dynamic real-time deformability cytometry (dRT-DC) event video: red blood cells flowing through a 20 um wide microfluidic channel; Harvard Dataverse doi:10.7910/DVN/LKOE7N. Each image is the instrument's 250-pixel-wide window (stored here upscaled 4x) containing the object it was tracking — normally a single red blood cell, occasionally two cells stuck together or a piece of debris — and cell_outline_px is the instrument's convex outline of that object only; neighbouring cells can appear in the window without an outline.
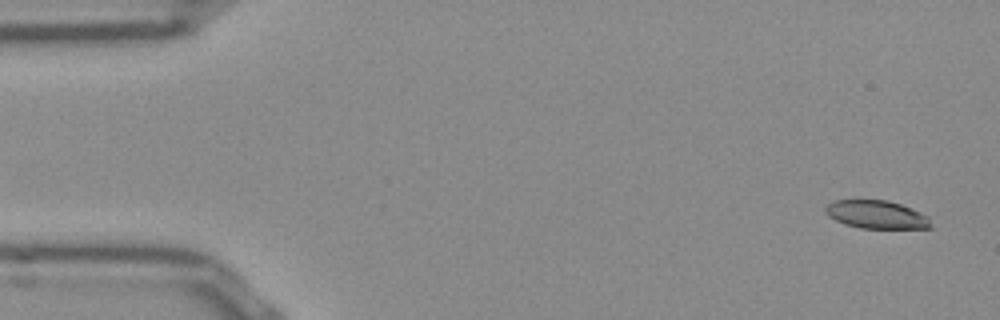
{"species": "Egyptian fruit bat (a non-hibernating species)", "species_latin": "Rousettus aegyptiacus", "temperature_condition": "room temperature", "stored_images_in_passage": 52, "camera_frame_rate_fps": 3000, "um_per_image_px": 0.085, "frame": {"image": 1, "passage_image": 1, "time_ms": 0.0, "image_size_px": [1000, 320], "cell_outline_px": [[932, 228], [860, 228], [844, 224], [828, 216], [824, 212], [824, 208], [828, 204], [836, 200], [884, 200], [900, 204], [920, 212], [928, 216], [932, 224]], "centroid_in_image_um": [74.49, 18.24], "position_along_channel_um": 10.5, "area_um2": 17.22}}
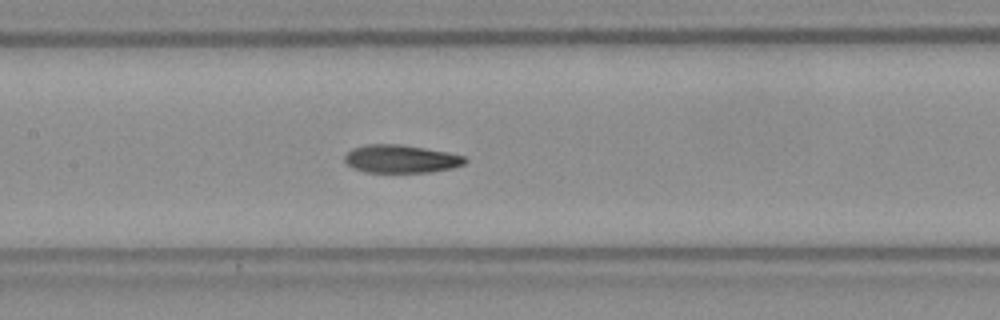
{"frame": {"image": 2, "passage_image": 23, "time_ms": 7.333, "image_size_px": [1000, 320], "cell_outline_px": [[468, 160], [464, 164], [452, 168], [428, 172], [364, 172], [352, 168], [344, 160], [344, 156], [352, 148], [368, 144], [400, 144], [448, 152], [464, 156]], "centroid_in_image_um": [34.07, 13.5], "position_along_channel_um": 173.3, "area_um2": 19.65}}
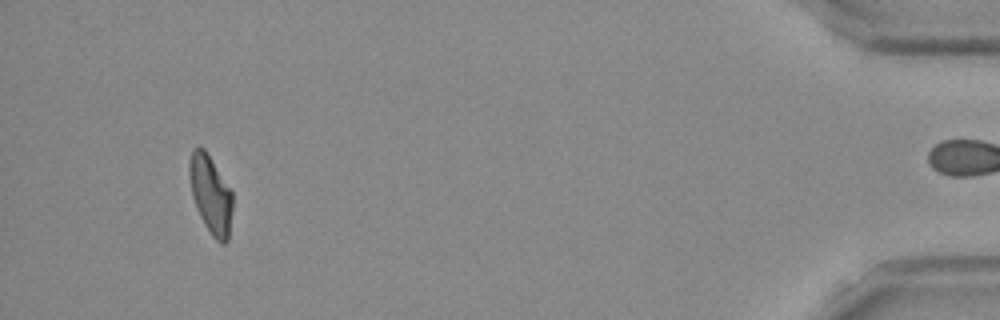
{"frame": {"image": 3, "passage_image": 48, "time_ms": 15.667, "image_size_px": [1000, 320], "cell_outline_px": [[232, 208], [228, 240], [224, 244], [220, 244], [212, 236], [204, 224], [196, 208], [192, 196], [188, 176], [188, 164], [192, 148], [204, 148], [232, 192]], "centroid_in_image_um": [17.88, 16.54], "position_along_channel_um": 417.3, "area_um2": 19.65}, "authors_computed_cell_mechanics": {"area_um2": 19.8832, "velocity_mm_per_s": 3.8463, "shape_relaxation_time_tau1_ms": 6.1659, "shape_relaxation_time_tau2_ms": 2.5424, "deformation_change_tau1": 0.183, "deformation_change_tau2": 0.1016}}